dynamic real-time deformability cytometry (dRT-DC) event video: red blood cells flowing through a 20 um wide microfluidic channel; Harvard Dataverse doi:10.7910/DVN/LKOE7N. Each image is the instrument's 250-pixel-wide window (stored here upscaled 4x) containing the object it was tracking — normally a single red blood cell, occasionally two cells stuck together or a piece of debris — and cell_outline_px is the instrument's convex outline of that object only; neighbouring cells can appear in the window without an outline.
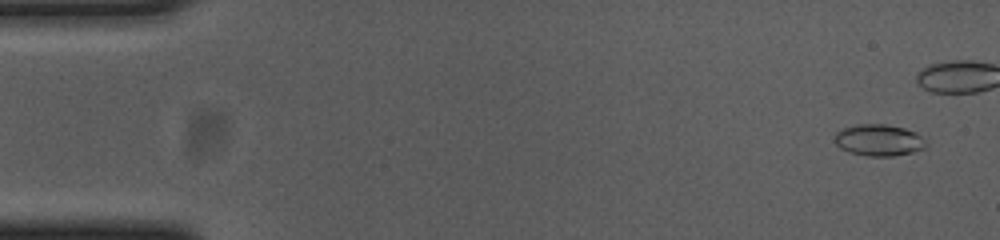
{"species": "common noctule bat (a hibernating species)", "species_latin": "Nyctalus noctula", "temperature_condition": "cold", "stored_images_in_passage": 14, "camera_frame_rate_fps": 3000, "um_per_image_px": 0.085, "animal": {"sex": "female", "body_mass_g": 23.0, "forearm_length_mm": 53.4}, "frame": {"image": 1, "passage_image": 3, "time_ms": 0.667, "image_size_px": [1000, 240], "cell_outline_px": [[928, 144], [924, 148], [912, 152], [892, 156], [868, 156], [852, 152], [840, 148], [836, 144], [836, 132], [844, 128], [860, 124], [884, 124], [904, 128], [916, 132], [928, 140]], "centroid_in_image_um": [74.76, 11.91], "position_along_channel_um": 10.2, "area_um2": 16.7}}